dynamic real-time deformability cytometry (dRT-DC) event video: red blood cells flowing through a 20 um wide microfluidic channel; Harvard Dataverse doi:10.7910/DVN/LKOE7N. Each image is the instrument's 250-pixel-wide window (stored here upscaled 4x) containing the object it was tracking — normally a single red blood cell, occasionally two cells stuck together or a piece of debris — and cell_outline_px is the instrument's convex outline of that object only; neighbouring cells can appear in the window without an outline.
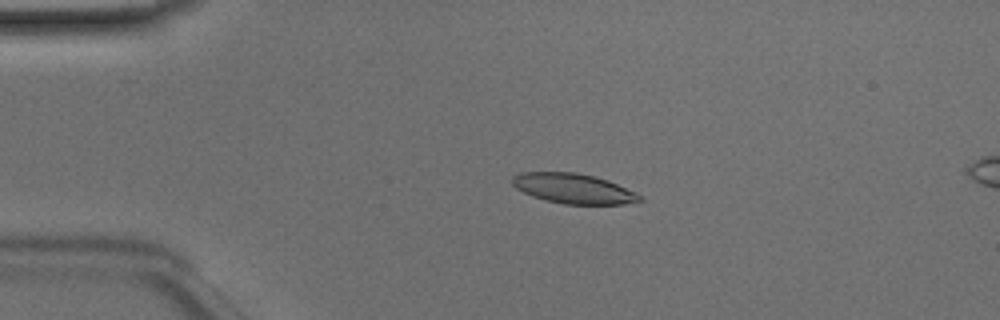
{"species": "Egyptian fruit bat (a non-hibernating species)", "species_latin": "Rousettus aegyptiacus", "temperature_condition": "room temperature", "stored_images_in_passage": 15, "camera_frame_rate_fps": 3000, "um_per_image_px": 0.085, "animal": {"sex": "male"}, "frame": {"image": 1, "passage_image": 11, "time_ms": 3.333, "image_size_px": [1000, 320], "cell_outline_px": [[644, 200], [624, 204], [564, 204], [544, 200], [532, 196], [516, 188], [512, 184], [512, 176], [520, 172], [576, 172], [596, 176], [608, 180], [636, 192], [644, 196]], "centroid_in_image_um": [48.76, 16.02], "position_along_channel_um": 36.2, "area_um2": 22.48}}